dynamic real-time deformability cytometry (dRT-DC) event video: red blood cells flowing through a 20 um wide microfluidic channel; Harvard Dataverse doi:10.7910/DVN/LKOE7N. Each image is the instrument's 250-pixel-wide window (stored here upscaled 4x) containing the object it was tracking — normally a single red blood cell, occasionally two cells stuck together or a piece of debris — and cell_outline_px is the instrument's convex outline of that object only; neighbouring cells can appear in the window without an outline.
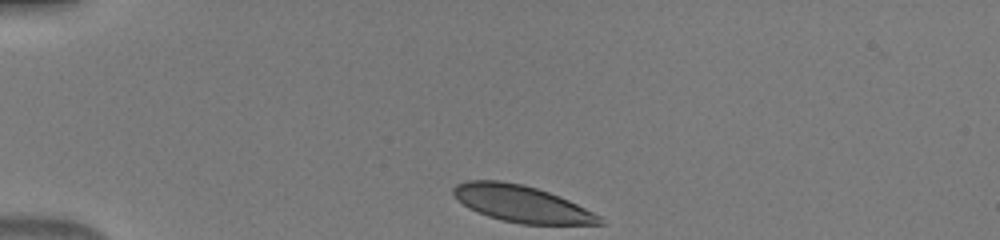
{"species": "human", "species_latin": "Homo sapiens", "temperature_condition": "warm", "stored_images_in_passage": 39, "camera_frame_rate_fps": 3000, "um_per_image_px": 0.085, "donor": {"sex": "male"}, "frame": {"image": 1, "passage_image": 1, "time_ms": 0.0, "image_size_px": [1000, 240], "cell_outline_px": [[604, 224], [520, 224], [488, 216], [476, 212], [468, 208], [456, 200], [452, 192], [452, 188], [456, 184], [468, 180], [500, 180], [524, 184], [548, 192], [568, 200], [600, 216]], "centroid_in_image_um": [44.26, 17.31], "position_along_channel_um": 40.7, "area_um2": 31.15}}
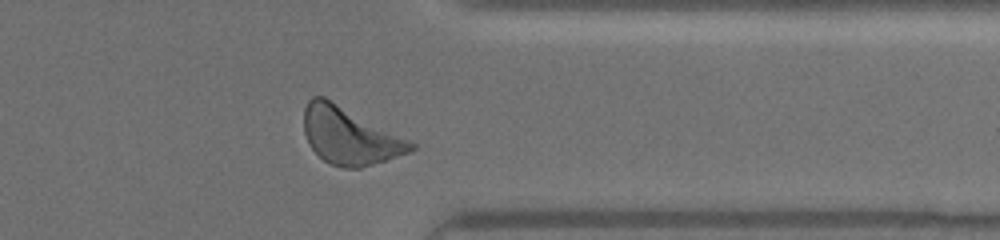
{"frame": {"image": 2, "passage_image": 30, "time_ms": 9.667, "image_size_px": [1000, 240], "cell_outline_px": [[416, 148], [408, 152], [360, 168], [344, 168], [332, 164], [324, 160], [308, 144], [304, 132], [304, 108], [308, 100], [312, 96], [324, 96], [412, 140], [416, 144]], "centroid_in_image_um": [29.72, 11.52], "position_along_channel_um": 381.7, "area_um2": 35.6}}
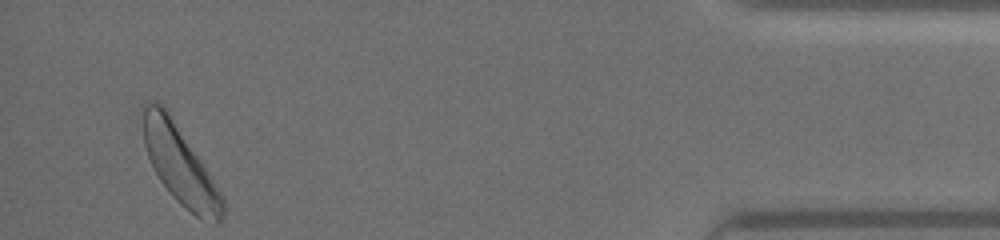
{"frame": {"image": 3, "passage_image": 37, "time_ms": 12.0, "image_size_px": [1000, 240], "cell_outline_px": [[224, 216], [216, 224], [200, 220], [180, 204], [172, 196], [160, 180], [148, 156], [144, 144], [140, 108], [140, 104], [144, 100], [160, 104], [168, 112], [204, 168], [224, 200]], "centroid_in_image_um": [15.23, 14.02], "position_along_channel_um": 420.0, "area_um2": 35.43}}